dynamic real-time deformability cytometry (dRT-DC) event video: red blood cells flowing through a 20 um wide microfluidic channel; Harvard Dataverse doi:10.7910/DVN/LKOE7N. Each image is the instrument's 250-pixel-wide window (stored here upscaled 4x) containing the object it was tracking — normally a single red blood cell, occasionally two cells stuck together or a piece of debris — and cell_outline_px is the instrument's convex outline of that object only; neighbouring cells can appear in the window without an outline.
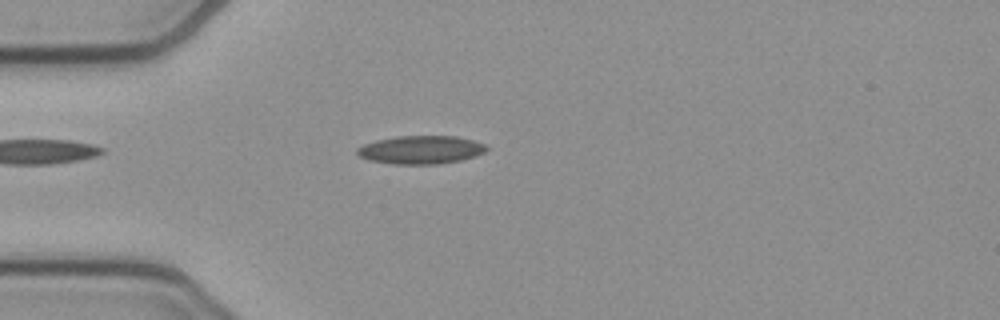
{"species": "common noctule bat (a hibernating species)", "species_latin": "Nyctalus noctula", "temperature_condition": "cold", "stored_images_in_passage": 50, "camera_frame_rate_fps": 3000, "um_per_image_px": 0.085, "animal": {"sex": "female", "body_mass_g": 21.9}, "frame": {"image": 1, "passage_image": 12, "time_ms": 3.667, "image_size_px": [1000, 320], "cell_outline_px": [[488, 148], [484, 152], [476, 156], [460, 160], [436, 164], [392, 164], [368, 160], [360, 156], [356, 152], [356, 148], [364, 144], [376, 140], [396, 136], [456, 136], [472, 140], [484, 144]], "centroid_in_image_um": [35.74, 12.73], "position_along_channel_um": 49.3, "area_um2": 21.27}}
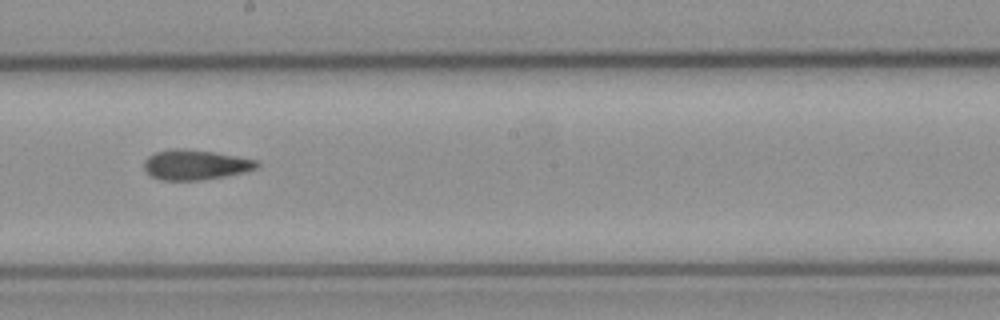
{"frame": {"image": 2, "passage_image": 27, "time_ms": 8.667, "image_size_px": [1000, 320], "cell_outline_px": [[260, 164], [256, 168], [244, 172], [204, 180], [160, 180], [152, 176], [144, 168], [144, 160], [148, 156], [156, 152], [176, 148], [184, 148], [212, 152], [236, 156], [256, 160]], "centroid_in_image_um": [16.59, 14.01], "position_along_channel_um": 231.6, "area_um2": 19.59}}
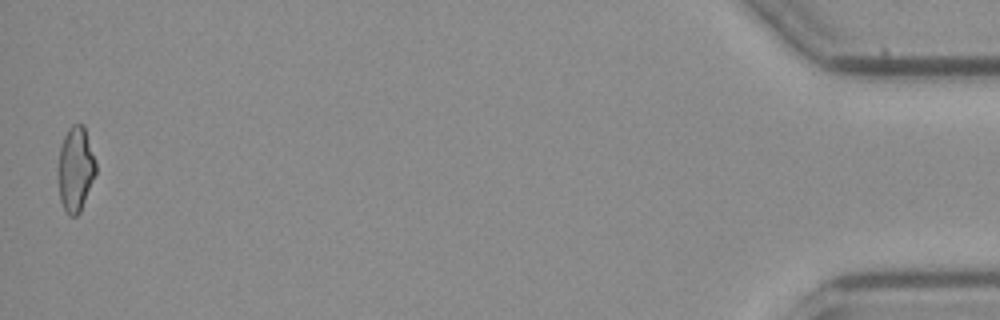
{"frame": {"image": 3, "passage_image": 50, "time_ms": 16.333, "image_size_px": [1000, 320], "cell_outline_px": [[96, 172], [80, 212], [76, 216], [68, 216], [60, 200], [56, 168], [60, 148], [64, 136], [68, 128], [72, 124], [84, 124], [96, 164]], "centroid_in_image_um": [6.39, 14.37], "position_along_channel_um": 428.8, "area_um2": 18.84}, "authors_computed_cell_mechanics": {"area_um2": 19.652, "velocity_mm_per_s": 3.8674, "shape_relaxation_time_tau1_ms": null, "shape_relaxation_time_tau2_ms": 5.0151, "deformation_change_tau1": null, "deformation_change_tau2": 0.1452}}